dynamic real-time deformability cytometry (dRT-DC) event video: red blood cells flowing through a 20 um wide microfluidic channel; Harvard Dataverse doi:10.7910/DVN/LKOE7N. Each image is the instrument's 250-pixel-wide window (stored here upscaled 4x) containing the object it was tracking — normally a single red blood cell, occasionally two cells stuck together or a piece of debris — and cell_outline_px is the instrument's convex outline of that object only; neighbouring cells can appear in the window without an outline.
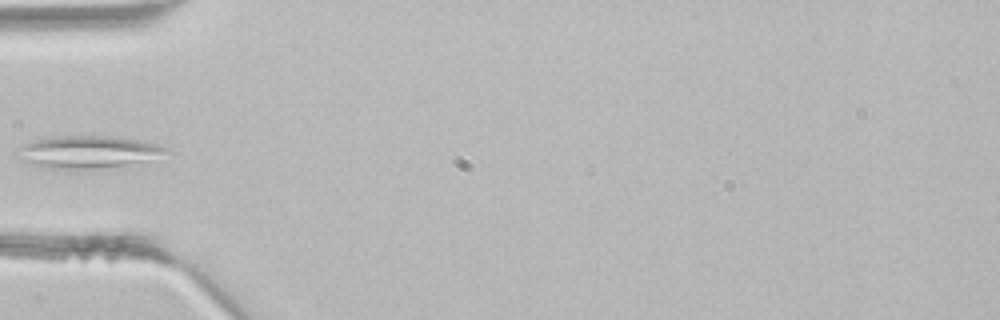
{"species": "common noctule bat (a hibernating species)", "species_latin": "Nyctalus noctula", "temperature_condition": "room temperature", "stored_images_in_passage": 3, "camera_frame_rate_fps": 3000, "um_per_image_px": 0.085, "animal": {"sex": "male", "body_mass_g": 21.5, "forearm_length_mm": 52.0}, "frame": {"image": 1, "passage_image": 3, "time_ms": 0.667, "image_size_px": [1000, 320], "cell_outline_px": [[172, 152], [144, 160], [124, 164], [76, 172], [68, 172], [40, 168], [16, 160], [16, 148], [24, 144], [36, 140], [60, 136], [108, 136], [140, 140], [156, 144], [168, 148]], "centroid_in_image_um": [7.32, 12.96], "position_along_channel_um": 77.7, "area_um2": 28.84}}